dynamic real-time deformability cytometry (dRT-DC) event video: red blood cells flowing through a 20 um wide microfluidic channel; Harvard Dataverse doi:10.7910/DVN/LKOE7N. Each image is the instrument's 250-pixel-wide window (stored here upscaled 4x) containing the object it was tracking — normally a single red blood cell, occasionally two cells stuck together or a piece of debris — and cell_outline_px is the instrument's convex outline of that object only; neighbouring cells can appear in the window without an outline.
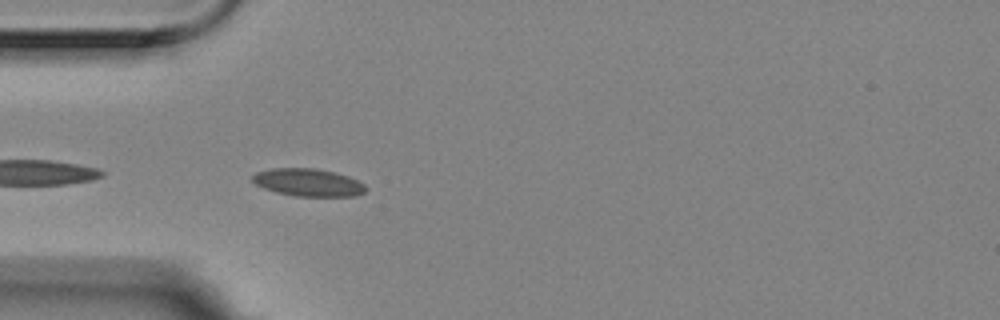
{"species": "Egyptian fruit bat (a non-hibernating species)", "species_latin": "Rousettus aegyptiacus", "temperature_condition": "room temperature", "stored_images_in_passage": 28, "camera_frame_rate_fps": 3000, "um_per_image_px": 0.085, "animal": {"sex": "female"}, "frame": {"image": 1, "passage_image": 2, "time_ms": 0.333, "image_size_px": [1000, 320], "cell_outline_px": [[368, 188], [364, 192], [356, 196], [296, 196], [276, 192], [264, 188], [256, 184], [252, 180], [252, 176], [256, 172], [272, 168], [316, 168], [348, 176], [364, 184]], "centroid_in_image_um": [26.19, 15.51], "position_along_channel_um": 58.8, "area_um2": 18.15}}
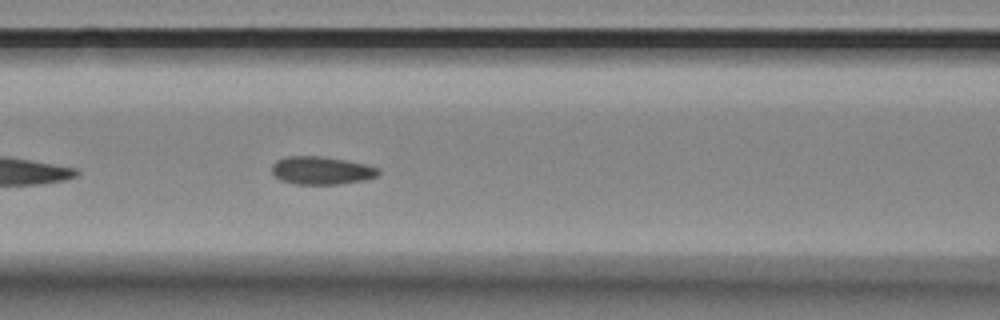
{"frame": {"image": 2, "passage_image": 9, "time_ms": 2.667, "image_size_px": [1000, 320], "cell_outline_px": [[380, 172], [376, 176], [368, 180], [340, 184], [296, 184], [280, 180], [272, 172], [272, 164], [276, 160], [284, 156], [320, 156], [344, 160], [364, 164], [380, 168]], "centroid_in_image_um": [27.32, 14.49], "position_along_channel_um": 139.3, "area_um2": 17.46}}
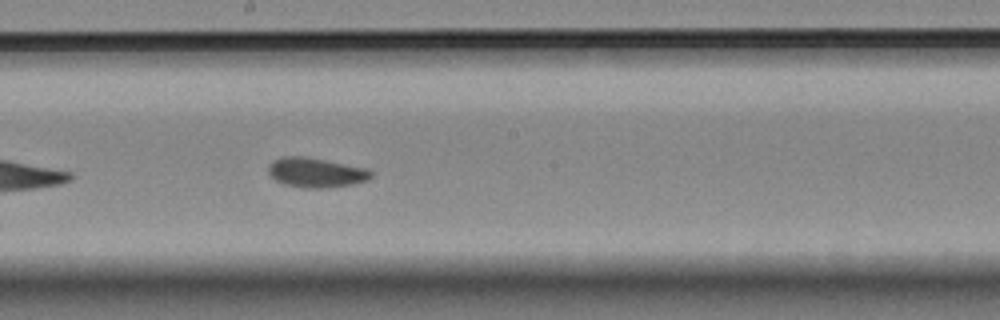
{"frame": {"image": 3, "passage_image": 16, "time_ms": 5.0, "image_size_px": [1000, 320], "cell_outline_px": [[372, 176], [368, 180], [352, 184], [328, 188], [304, 188], [284, 184], [276, 180], [268, 172], [268, 164], [272, 160], [284, 156], [304, 156], [368, 168], [372, 172]], "centroid_in_image_um": [26.85, 14.66], "position_along_channel_um": 221.3, "area_um2": 17.86}, "authors_computed_cell_mechanics": {"area_um2": 17.8891, "velocity_mm_per_s": 3.5498, "shape_relaxation_time_tau1_ms": 0.6604, "shape_relaxation_time_tau2_ms": 1.4064, "deformation_change_tau1": 0.0405, "deformation_change_tau2": 0.0593}}